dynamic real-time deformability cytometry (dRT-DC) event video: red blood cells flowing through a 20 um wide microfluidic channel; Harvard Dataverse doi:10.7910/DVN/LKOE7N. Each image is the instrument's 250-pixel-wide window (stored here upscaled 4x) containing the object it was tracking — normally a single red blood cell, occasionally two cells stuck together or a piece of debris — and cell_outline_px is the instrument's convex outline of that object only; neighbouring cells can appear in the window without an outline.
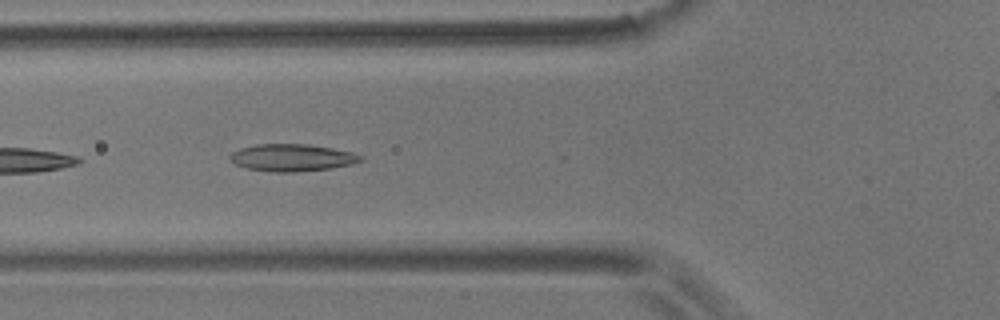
{"species": "common noctule bat (a hibernating species)", "species_latin": "Nyctalus noctula", "temperature_condition": "room temperature", "stored_images_in_passage": 7, "camera_frame_rate_fps": 3000, "um_per_image_px": 0.085, "animal": {"sex": "male", "body_mass_g": 17.9}, "frame": {"image": 1, "passage_image": 6, "time_ms": 1.667, "image_size_px": [1000, 320], "cell_outline_px": [[364, 160], [352, 164], [332, 168], [292, 172], [268, 172], [248, 168], [236, 164], [228, 156], [232, 152], [240, 148], [256, 144], [308, 144], [332, 148], [352, 152], [364, 156]], "centroid_in_image_um": [24.85, 13.4], "position_along_channel_um": 101.0, "area_um2": 20.75}}
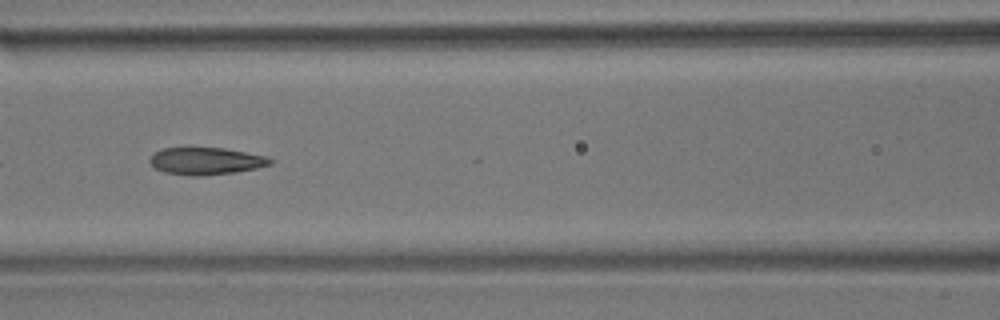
{"frame": {"image": 2, "passage_image": 7, "time_ms": 2.0, "image_size_px": [1000, 320], "cell_outline_px": [[276, 160], [272, 164], [256, 168], [236, 172], [204, 176], [192, 176], [164, 172], [152, 168], [148, 160], [156, 152], [164, 148], [188, 144], [224, 148], [268, 156]], "centroid_in_image_um": [17.48, 13.64], "position_along_channel_um": 149.1, "area_um2": 20.17}}